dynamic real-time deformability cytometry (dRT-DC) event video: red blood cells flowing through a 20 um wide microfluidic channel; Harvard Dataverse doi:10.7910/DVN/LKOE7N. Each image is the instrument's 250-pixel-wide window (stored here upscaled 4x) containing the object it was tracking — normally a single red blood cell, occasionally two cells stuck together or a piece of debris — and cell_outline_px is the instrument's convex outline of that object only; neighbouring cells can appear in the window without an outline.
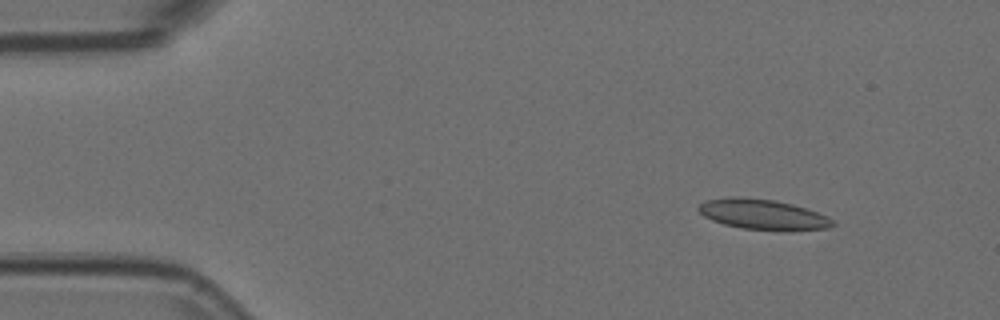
{"species": "Egyptian fruit bat (a non-hibernating species)", "species_latin": "Rousettus aegyptiacus", "temperature_condition": "room temperature", "stored_images_in_passage": 3, "camera_frame_rate_fps": 3000, "um_per_image_px": 0.085, "animal": {"sex": "female"}, "frame": {"image": 1, "passage_image": 1, "time_ms": 0.0, "image_size_px": [1000, 320], "cell_outline_px": [[836, 224], [828, 228], [788, 232], [740, 228], [724, 224], [712, 220], [704, 216], [696, 208], [704, 200], [732, 196], [736, 196], [776, 200], [792, 204], [828, 216], [836, 220]], "centroid_in_image_um": [64.87, 18.24], "position_along_channel_um": 20.1, "area_um2": 24.22}}